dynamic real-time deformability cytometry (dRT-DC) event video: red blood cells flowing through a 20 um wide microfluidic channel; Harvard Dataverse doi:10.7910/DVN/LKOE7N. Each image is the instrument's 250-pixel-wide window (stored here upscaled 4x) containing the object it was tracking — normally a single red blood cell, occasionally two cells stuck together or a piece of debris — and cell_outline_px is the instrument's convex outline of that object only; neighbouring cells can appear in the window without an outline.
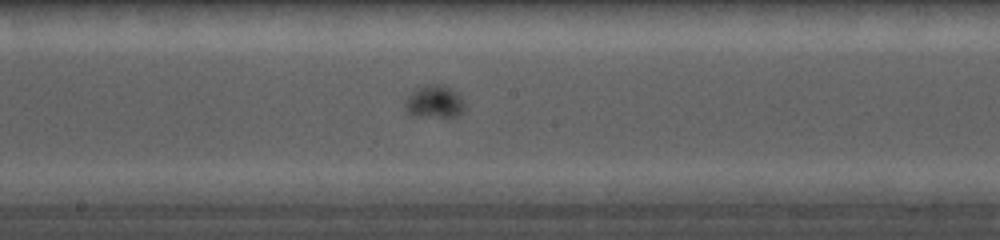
{"species": "common noctule bat (a hibernating species)", "species_latin": "Nyctalus noctula", "temperature_condition": "cold", "stored_images_in_passage": 16, "camera_frame_rate_fps": 5000, "um_per_image_px": 0.085, "animal": {"sex": "female", "body_mass_g": 19.0, "forearm_length_mm": 56.7}, "frame": {"image": 1, "passage_image": 16, "time_ms": 9.4, "image_size_px": [1000, 240], "cell_outline_px": [[464, 112], [460, 116], [448, 120], [412, 116], [408, 112], [408, 100], [416, 88], [436, 84], [440, 84], [448, 88], [464, 104]], "centroid_in_image_um": [36.98, 8.77], "position_along_channel_um": 211.2, "area_um2": 11.16}}